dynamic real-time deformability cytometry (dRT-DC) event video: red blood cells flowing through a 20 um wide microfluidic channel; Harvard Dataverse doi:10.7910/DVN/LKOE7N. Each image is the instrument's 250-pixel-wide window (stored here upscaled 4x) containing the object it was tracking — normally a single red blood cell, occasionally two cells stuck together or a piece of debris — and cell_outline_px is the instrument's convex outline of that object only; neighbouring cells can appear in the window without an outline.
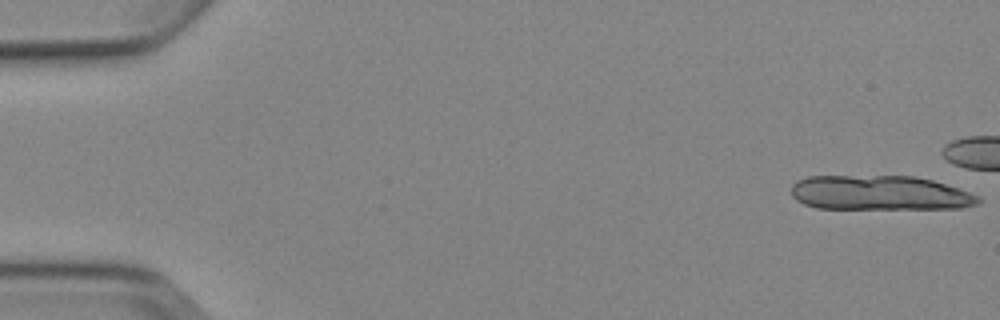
{"species": "Egyptian fruit bat (a non-hibernating species)", "species_latin": "Rousettus aegyptiacus", "temperature_condition": "cold", "stored_images_in_passage": 6, "camera_frame_rate_fps": 3000, "um_per_image_px": 0.085, "animal": {"sex": "female"}, "frame": {"image": 1, "passage_image": 1, "time_ms": 0.0, "image_size_px": [1000, 320], "cell_outline_px": [[984, 200], [980, 204], [960, 208], [816, 208], [804, 204], [796, 200], [792, 196], [792, 184], [796, 180], [808, 176], [916, 176], [932, 180], [960, 188], [980, 196]], "centroid_in_image_um": [74.82, 16.39], "position_along_channel_um": 10.2, "area_um2": 37.97}}
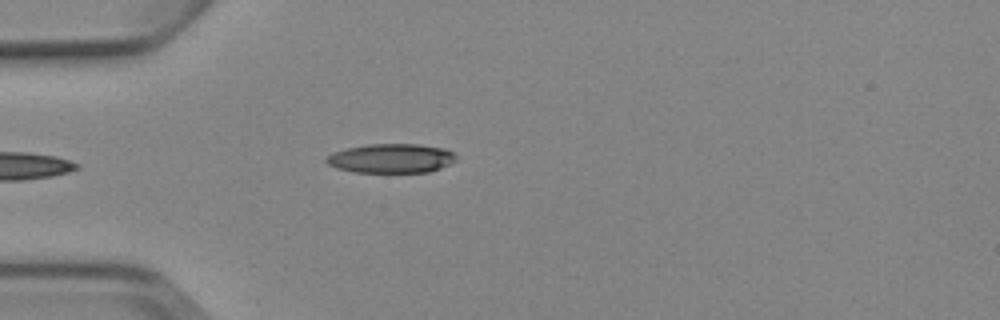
{"frame": {"image": 2, "passage_image": 6, "time_ms": 6.0, "image_size_px": [1000, 320], "cell_outline_px": [[456, 160], [440, 168], [428, 172], [352, 172], [336, 168], [328, 164], [324, 160], [332, 152], [348, 148], [368, 144], [420, 144], [444, 148], [452, 152], [456, 156]], "centroid_in_image_um": [33.23, 13.46], "position_along_channel_um": 51.8, "area_um2": 22.08}}